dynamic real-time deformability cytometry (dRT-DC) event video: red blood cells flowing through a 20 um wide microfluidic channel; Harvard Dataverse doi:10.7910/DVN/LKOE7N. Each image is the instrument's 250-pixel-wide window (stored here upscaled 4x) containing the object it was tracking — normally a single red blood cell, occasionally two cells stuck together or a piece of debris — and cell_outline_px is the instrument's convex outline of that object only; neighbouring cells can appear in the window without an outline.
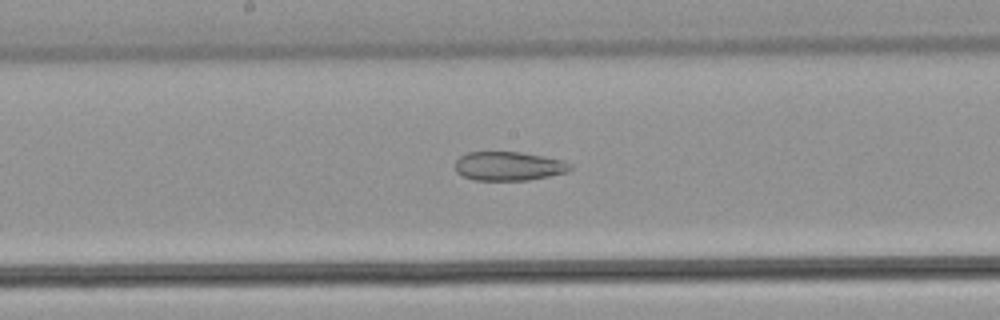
{"species": "common noctule bat (a hibernating species)", "species_latin": "Nyctalus noctula", "temperature_condition": "warm", "stored_images_in_passage": 48, "camera_frame_rate_fps": 3000, "um_per_image_px": 0.085, "animal": {"sex": "male", "body_mass_g": 21.5, "forearm_length_mm": 52.0}, "frame": {"image": 1, "passage_image": 24, "time_ms": 7.667, "image_size_px": [1000, 320], "cell_outline_px": [[572, 168], [568, 172], [528, 180], [472, 180], [456, 172], [456, 160], [460, 156], [468, 152], [520, 152], [544, 156], [564, 160], [572, 164]], "centroid_in_image_um": [43.26, 14.12], "position_along_channel_um": 204.9, "area_um2": 19.48}}
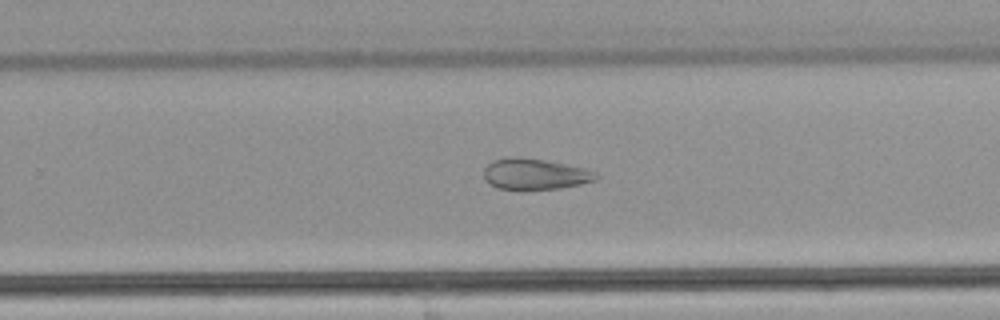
{"frame": {"image": 2, "passage_image": 30, "time_ms": 9.667, "image_size_px": [1000, 320], "cell_outline_px": [[600, 176], [596, 180], [580, 184], [560, 188], [520, 192], [496, 188], [488, 184], [484, 180], [484, 168], [492, 160], [512, 156], [520, 156], [544, 160], [584, 168], [596, 172]], "centroid_in_image_um": [45.41, 14.83], "position_along_channel_um": 284.4, "area_um2": 21.04}}
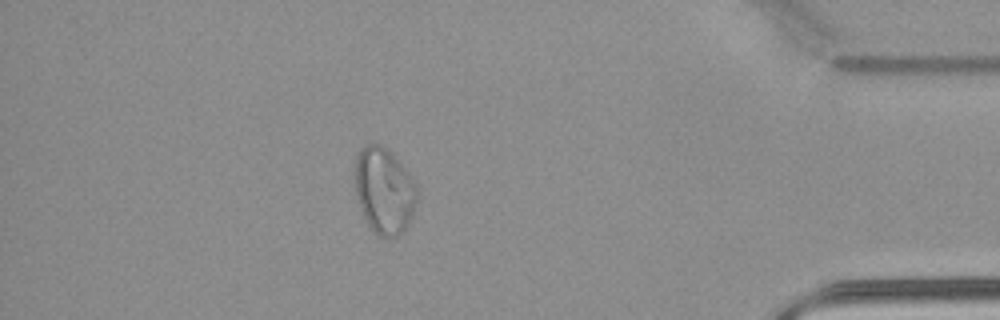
{"frame": {"image": 3, "passage_image": 42, "time_ms": 13.667, "image_size_px": [1000, 320], "cell_outline_px": [[416, 200], [412, 216], [404, 232], [396, 236], [380, 236], [368, 224], [360, 208], [356, 196], [356, 156], [360, 148], [364, 144], [384, 144], [396, 156], [412, 176], [416, 184]], "centroid_in_image_um": [32.67, 16.15], "position_along_channel_um": 402.5, "area_um2": 31.21}, "authors_computed_cell_mechanics": {"area_um2": 28.5532, "velocity_mm_per_s": 3.9842, "shape_relaxation_time_tau1_ms": null, "shape_relaxation_time_tau2_ms": 1.4238, "deformation_change_tau1": null, "deformation_change_tau2": 0.0717}}